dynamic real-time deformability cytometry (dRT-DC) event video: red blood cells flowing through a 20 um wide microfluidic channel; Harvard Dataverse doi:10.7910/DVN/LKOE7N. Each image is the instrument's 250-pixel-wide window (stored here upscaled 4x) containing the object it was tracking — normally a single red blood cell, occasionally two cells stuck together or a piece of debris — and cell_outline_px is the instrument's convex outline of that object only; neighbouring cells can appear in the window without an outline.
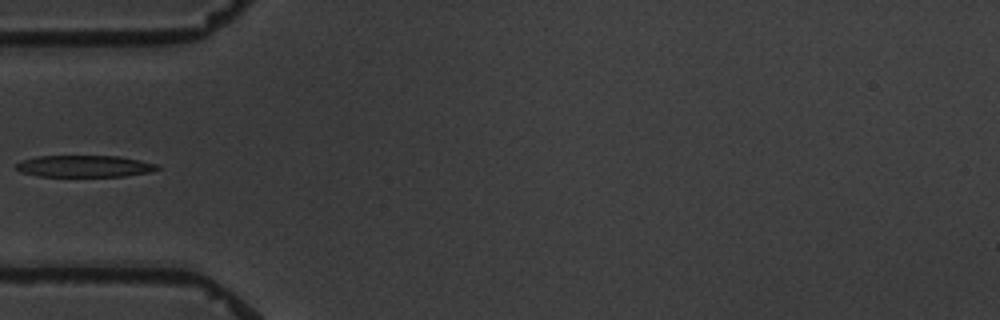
{"species": "common noctule bat (a hibernating species)", "species_latin": "Nyctalus noctula", "temperature_condition": "warm", "stored_images_in_passage": 7, "camera_frame_rate_fps": 3000, "um_per_image_px": 0.085, "animal": {"sex": "male", "body_mass_g": 19.5, "forearm_length_mm": 54.6}, "frame": {"image": 1, "passage_image": 6, "time_ms": 5.667, "image_size_px": [1000, 320], "cell_outline_px": [[160, 168], [148, 172], [124, 176], [36, 176], [20, 172], [16, 168], [16, 164], [20, 160], [36, 156], [120, 156], [140, 160], [156, 164]], "centroid_in_image_um": [7.12, 14.12], "position_along_channel_um": 77.9, "area_um2": 17.86}}
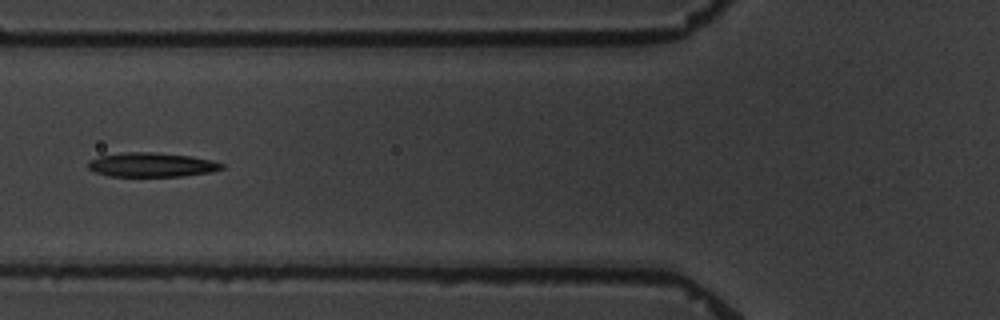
{"frame": {"image": 2, "passage_image": 7, "time_ms": 6.667, "image_size_px": [1000, 320], "cell_outline_px": [[224, 168], [212, 172], [184, 176], [108, 176], [96, 172], [88, 168], [88, 160], [100, 156], [124, 152], [152, 152], [192, 156], [212, 160], [224, 164]], "centroid_in_image_um": [12.91, 14.0], "position_along_channel_um": 112.9, "area_um2": 18.96}}